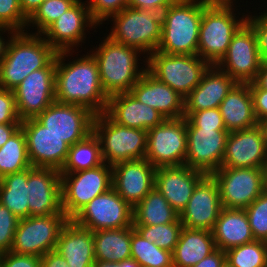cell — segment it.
I'll use <instances>...</instances> for the list:
<instances>
[{"label": "cell", "instance_id": "52", "mask_svg": "<svg viewBox=\"0 0 267 267\" xmlns=\"http://www.w3.org/2000/svg\"><path fill=\"white\" fill-rule=\"evenodd\" d=\"M41 267H69V265L65 258L53 250L41 257Z\"/></svg>", "mask_w": 267, "mask_h": 267}, {"label": "cell", "instance_id": "34", "mask_svg": "<svg viewBox=\"0 0 267 267\" xmlns=\"http://www.w3.org/2000/svg\"><path fill=\"white\" fill-rule=\"evenodd\" d=\"M28 169L0 179V203L19 219L29 217Z\"/></svg>", "mask_w": 267, "mask_h": 267}, {"label": "cell", "instance_id": "51", "mask_svg": "<svg viewBox=\"0 0 267 267\" xmlns=\"http://www.w3.org/2000/svg\"><path fill=\"white\" fill-rule=\"evenodd\" d=\"M226 261L225 251L216 249L209 256L192 267H221Z\"/></svg>", "mask_w": 267, "mask_h": 267}, {"label": "cell", "instance_id": "7", "mask_svg": "<svg viewBox=\"0 0 267 267\" xmlns=\"http://www.w3.org/2000/svg\"><path fill=\"white\" fill-rule=\"evenodd\" d=\"M93 133L98 138L103 162L114 165L123 161L144 159L147 131L114 122L105 112L95 115Z\"/></svg>", "mask_w": 267, "mask_h": 267}, {"label": "cell", "instance_id": "15", "mask_svg": "<svg viewBox=\"0 0 267 267\" xmlns=\"http://www.w3.org/2000/svg\"><path fill=\"white\" fill-rule=\"evenodd\" d=\"M56 57L34 70L13 90L21 121L36 118L55 101Z\"/></svg>", "mask_w": 267, "mask_h": 267}, {"label": "cell", "instance_id": "27", "mask_svg": "<svg viewBox=\"0 0 267 267\" xmlns=\"http://www.w3.org/2000/svg\"><path fill=\"white\" fill-rule=\"evenodd\" d=\"M105 113L119 125L145 131L165 120L160 112L141 103L130 92L109 96Z\"/></svg>", "mask_w": 267, "mask_h": 267}, {"label": "cell", "instance_id": "56", "mask_svg": "<svg viewBox=\"0 0 267 267\" xmlns=\"http://www.w3.org/2000/svg\"><path fill=\"white\" fill-rule=\"evenodd\" d=\"M260 89L267 90V61H262L257 77L253 81Z\"/></svg>", "mask_w": 267, "mask_h": 267}, {"label": "cell", "instance_id": "2", "mask_svg": "<svg viewBox=\"0 0 267 267\" xmlns=\"http://www.w3.org/2000/svg\"><path fill=\"white\" fill-rule=\"evenodd\" d=\"M101 39L104 40L89 52L98 64L104 92L108 97L130 92L147 70V58L137 49L114 42L108 36Z\"/></svg>", "mask_w": 267, "mask_h": 267}, {"label": "cell", "instance_id": "4", "mask_svg": "<svg viewBox=\"0 0 267 267\" xmlns=\"http://www.w3.org/2000/svg\"><path fill=\"white\" fill-rule=\"evenodd\" d=\"M56 55L41 34L15 32L0 62V88L13 91L28 74L45 68Z\"/></svg>", "mask_w": 267, "mask_h": 267}, {"label": "cell", "instance_id": "38", "mask_svg": "<svg viewBox=\"0 0 267 267\" xmlns=\"http://www.w3.org/2000/svg\"><path fill=\"white\" fill-rule=\"evenodd\" d=\"M226 261L233 267H267V242H252L225 251Z\"/></svg>", "mask_w": 267, "mask_h": 267}, {"label": "cell", "instance_id": "53", "mask_svg": "<svg viewBox=\"0 0 267 267\" xmlns=\"http://www.w3.org/2000/svg\"><path fill=\"white\" fill-rule=\"evenodd\" d=\"M21 126V123L0 124V148L9 140Z\"/></svg>", "mask_w": 267, "mask_h": 267}, {"label": "cell", "instance_id": "39", "mask_svg": "<svg viewBox=\"0 0 267 267\" xmlns=\"http://www.w3.org/2000/svg\"><path fill=\"white\" fill-rule=\"evenodd\" d=\"M77 1L78 0H45L38 7V9L28 18L26 32L28 30L32 34H42L50 25H52L58 18H60V16H62L66 11H68Z\"/></svg>", "mask_w": 267, "mask_h": 267}, {"label": "cell", "instance_id": "59", "mask_svg": "<svg viewBox=\"0 0 267 267\" xmlns=\"http://www.w3.org/2000/svg\"><path fill=\"white\" fill-rule=\"evenodd\" d=\"M264 179H265V190H267V162L264 166Z\"/></svg>", "mask_w": 267, "mask_h": 267}, {"label": "cell", "instance_id": "49", "mask_svg": "<svg viewBox=\"0 0 267 267\" xmlns=\"http://www.w3.org/2000/svg\"><path fill=\"white\" fill-rule=\"evenodd\" d=\"M254 114L259 123L267 120V90L260 89L254 82L250 83Z\"/></svg>", "mask_w": 267, "mask_h": 267}, {"label": "cell", "instance_id": "42", "mask_svg": "<svg viewBox=\"0 0 267 267\" xmlns=\"http://www.w3.org/2000/svg\"><path fill=\"white\" fill-rule=\"evenodd\" d=\"M28 18L23 14L19 0H0V26L14 32H25Z\"/></svg>", "mask_w": 267, "mask_h": 267}, {"label": "cell", "instance_id": "25", "mask_svg": "<svg viewBox=\"0 0 267 267\" xmlns=\"http://www.w3.org/2000/svg\"><path fill=\"white\" fill-rule=\"evenodd\" d=\"M130 93L141 103L158 112L165 119H179L184 115V97L146 70Z\"/></svg>", "mask_w": 267, "mask_h": 267}, {"label": "cell", "instance_id": "10", "mask_svg": "<svg viewBox=\"0 0 267 267\" xmlns=\"http://www.w3.org/2000/svg\"><path fill=\"white\" fill-rule=\"evenodd\" d=\"M68 220L65 214L21 218L13 237L11 252L42 257L55 250L59 234Z\"/></svg>", "mask_w": 267, "mask_h": 267}, {"label": "cell", "instance_id": "26", "mask_svg": "<svg viewBox=\"0 0 267 267\" xmlns=\"http://www.w3.org/2000/svg\"><path fill=\"white\" fill-rule=\"evenodd\" d=\"M237 84L226 72L216 65L210 66L200 83L184 98V115L192 112L218 108L223 99Z\"/></svg>", "mask_w": 267, "mask_h": 267}, {"label": "cell", "instance_id": "30", "mask_svg": "<svg viewBox=\"0 0 267 267\" xmlns=\"http://www.w3.org/2000/svg\"><path fill=\"white\" fill-rule=\"evenodd\" d=\"M212 233L216 249L222 251L255 240L244 209L222 208Z\"/></svg>", "mask_w": 267, "mask_h": 267}, {"label": "cell", "instance_id": "18", "mask_svg": "<svg viewBox=\"0 0 267 267\" xmlns=\"http://www.w3.org/2000/svg\"><path fill=\"white\" fill-rule=\"evenodd\" d=\"M28 158L32 167L53 168L61 171L70 146L59 136L47 130L36 118L21 121Z\"/></svg>", "mask_w": 267, "mask_h": 267}, {"label": "cell", "instance_id": "13", "mask_svg": "<svg viewBox=\"0 0 267 267\" xmlns=\"http://www.w3.org/2000/svg\"><path fill=\"white\" fill-rule=\"evenodd\" d=\"M261 62L256 32L246 21L233 35L226 54L216 66L237 83H251Z\"/></svg>", "mask_w": 267, "mask_h": 267}, {"label": "cell", "instance_id": "20", "mask_svg": "<svg viewBox=\"0 0 267 267\" xmlns=\"http://www.w3.org/2000/svg\"><path fill=\"white\" fill-rule=\"evenodd\" d=\"M186 132L187 153L184 165L211 175L222 165L229 132L208 128H186Z\"/></svg>", "mask_w": 267, "mask_h": 267}, {"label": "cell", "instance_id": "44", "mask_svg": "<svg viewBox=\"0 0 267 267\" xmlns=\"http://www.w3.org/2000/svg\"><path fill=\"white\" fill-rule=\"evenodd\" d=\"M186 128L226 130L219 108L192 112L186 118Z\"/></svg>", "mask_w": 267, "mask_h": 267}, {"label": "cell", "instance_id": "60", "mask_svg": "<svg viewBox=\"0 0 267 267\" xmlns=\"http://www.w3.org/2000/svg\"><path fill=\"white\" fill-rule=\"evenodd\" d=\"M261 125L263 126L264 131H265V136H266V146H267V120L263 121V122L261 123Z\"/></svg>", "mask_w": 267, "mask_h": 267}, {"label": "cell", "instance_id": "24", "mask_svg": "<svg viewBox=\"0 0 267 267\" xmlns=\"http://www.w3.org/2000/svg\"><path fill=\"white\" fill-rule=\"evenodd\" d=\"M206 174L186 165L156 168L154 187L180 215L190 200L197 183Z\"/></svg>", "mask_w": 267, "mask_h": 267}, {"label": "cell", "instance_id": "21", "mask_svg": "<svg viewBox=\"0 0 267 267\" xmlns=\"http://www.w3.org/2000/svg\"><path fill=\"white\" fill-rule=\"evenodd\" d=\"M27 187L29 217L64 214L59 170L43 167L28 168Z\"/></svg>", "mask_w": 267, "mask_h": 267}, {"label": "cell", "instance_id": "8", "mask_svg": "<svg viewBox=\"0 0 267 267\" xmlns=\"http://www.w3.org/2000/svg\"><path fill=\"white\" fill-rule=\"evenodd\" d=\"M210 65L198 55L152 52L147 57V70L184 98L200 83Z\"/></svg>", "mask_w": 267, "mask_h": 267}, {"label": "cell", "instance_id": "19", "mask_svg": "<svg viewBox=\"0 0 267 267\" xmlns=\"http://www.w3.org/2000/svg\"><path fill=\"white\" fill-rule=\"evenodd\" d=\"M266 162V136L261 123L229 132L221 167L264 168Z\"/></svg>", "mask_w": 267, "mask_h": 267}, {"label": "cell", "instance_id": "50", "mask_svg": "<svg viewBox=\"0 0 267 267\" xmlns=\"http://www.w3.org/2000/svg\"><path fill=\"white\" fill-rule=\"evenodd\" d=\"M176 0H128V6L135 9H146L163 12Z\"/></svg>", "mask_w": 267, "mask_h": 267}, {"label": "cell", "instance_id": "3", "mask_svg": "<svg viewBox=\"0 0 267 267\" xmlns=\"http://www.w3.org/2000/svg\"><path fill=\"white\" fill-rule=\"evenodd\" d=\"M237 3V0H212L203 9L197 55L210 66L219 63L233 35L247 21L248 14L241 16L238 11L241 5L237 6Z\"/></svg>", "mask_w": 267, "mask_h": 267}, {"label": "cell", "instance_id": "29", "mask_svg": "<svg viewBox=\"0 0 267 267\" xmlns=\"http://www.w3.org/2000/svg\"><path fill=\"white\" fill-rule=\"evenodd\" d=\"M218 108L228 132L259 124L254 114L250 83H237Z\"/></svg>", "mask_w": 267, "mask_h": 267}, {"label": "cell", "instance_id": "35", "mask_svg": "<svg viewBox=\"0 0 267 267\" xmlns=\"http://www.w3.org/2000/svg\"><path fill=\"white\" fill-rule=\"evenodd\" d=\"M103 163L98 138L91 133L86 139L69 148L68 157L60 173H72L97 167Z\"/></svg>", "mask_w": 267, "mask_h": 267}, {"label": "cell", "instance_id": "45", "mask_svg": "<svg viewBox=\"0 0 267 267\" xmlns=\"http://www.w3.org/2000/svg\"><path fill=\"white\" fill-rule=\"evenodd\" d=\"M19 218L15 216L7 207L0 203V253L11 251L13 237L19 223Z\"/></svg>", "mask_w": 267, "mask_h": 267}, {"label": "cell", "instance_id": "61", "mask_svg": "<svg viewBox=\"0 0 267 267\" xmlns=\"http://www.w3.org/2000/svg\"><path fill=\"white\" fill-rule=\"evenodd\" d=\"M221 267H233V266H231L227 261H225Z\"/></svg>", "mask_w": 267, "mask_h": 267}, {"label": "cell", "instance_id": "58", "mask_svg": "<svg viewBox=\"0 0 267 267\" xmlns=\"http://www.w3.org/2000/svg\"><path fill=\"white\" fill-rule=\"evenodd\" d=\"M92 267H117V263L109 261L96 260Z\"/></svg>", "mask_w": 267, "mask_h": 267}, {"label": "cell", "instance_id": "43", "mask_svg": "<svg viewBox=\"0 0 267 267\" xmlns=\"http://www.w3.org/2000/svg\"><path fill=\"white\" fill-rule=\"evenodd\" d=\"M92 20L100 27L128 6V0H86Z\"/></svg>", "mask_w": 267, "mask_h": 267}, {"label": "cell", "instance_id": "48", "mask_svg": "<svg viewBox=\"0 0 267 267\" xmlns=\"http://www.w3.org/2000/svg\"><path fill=\"white\" fill-rule=\"evenodd\" d=\"M0 267H41V257L10 251L1 254Z\"/></svg>", "mask_w": 267, "mask_h": 267}, {"label": "cell", "instance_id": "31", "mask_svg": "<svg viewBox=\"0 0 267 267\" xmlns=\"http://www.w3.org/2000/svg\"><path fill=\"white\" fill-rule=\"evenodd\" d=\"M216 250L213 233L183 227L172 252L174 267H192Z\"/></svg>", "mask_w": 267, "mask_h": 267}, {"label": "cell", "instance_id": "54", "mask_svg": "<svg viewBox=\"0 0 267 267\" xmlns=\"http://www.w3.org/2000/svg\"><path fill=\"white\" fill-rule=\"evenodd\" d=\"M45 0H19L23 14L29 18Z\"/></svg>", "mask_w": 267, "mask_h": 267}, {"label": "cell", "instance_id": "6", "mask_svg": "<svg viewBox=\"0 0 267 267\" xmlns=\"http://www.w3.org/2000/svg\"><path fill=\"white\" fill-rule=\"evenodd\" d=\"M110 21L106 35L114 42L125 44L140 51L146 58L155 52L162 37V13L127 6Z\"/></svg>", "mask_w": 267, "mask_h": 267}, {"label": "cell", "instance_id": "16", "mask_svg": "<svg viewBox=\"0 0 267 267\" xmlns=\"http://www.w3.org/2000/svg\"><path fill=\"white\" fill-rule=\"evenodd\" d=\"M95 115L86 107L54 101L36 119L71 147L93 133Z\"/></svg>", "mask_w": 267, "mask_h": 267}, {"label": "cell", "instance_id": "22", "mask_svg": "<svg viewBox=\"0 0 267 267\" xmlns=\"http://www.w3.org/2000/svg\"><path fill=\"white\" fill-rule=\"evenodd\" d=\"M221 209L218 184L212 175H205L194 188L179 220L185 228L212 231Z\"/></svg>", "mask_w": 267, "mask_h": 267}, {"label": "cell", "instance_id": "23", "mask_svg": "<svg viewBox=\"0 0 267 267\" xmlns=\"http://www.w3.org/2000/svg\"><path fill=\"white\" fill-rule=\"evenodd\" d=\"M156 168L145 158L112 165V188L133 208L155 184Z\"/></svg>", "mask_w": 267, "mask_h": 267}, {"label": "cell", "instance_id": "57", "mask_svg": "<svg viewBox=\"0 0 267 267\" xmlns=\"http://www.w3.org/2000/svg\"><path fill=\"white\" fill-rule=\"evenodd\" d=\"M117 267H140V265L133 258H128L117 263Z\"/></svg>", "mask_w": 267, "mask_h": 267}, {"label": "cell", "instance_id": "14", "mask_svg": "<svg viewBox=\"0 0 267 267\" xmlns=\"http://www.w3.org/2000/svg\"><path fill=\"white\" fill-rule=\"evenodd\" d=\"M133 208L110 188L86 204L72 220L92 232L133 226Z\"/></svg>", "mask_w": 267, "mask_h": 267}, {"label": "cell", "instance_id": "17", "mask_svg": "<svg viewBox=\"0 0 267 267\" xmlns=\"http://www.w3.org/2000/svg\"><path fill=\"white\" fill-rule=\"evenodd\" d=\"M99 27L91 18L87 1L78 0L41 35L57 51H75L86 44V33ZM89 30V31H88ZM78 47V48H77Z\"/></svg>", "mask_w": 267, "mask_h": 267}, {"label": "cell", "instance_id": "55", "mask_svg": "<svg viewBox=\"0 0 267 267\" xmlns=\"http://www.w3.org/2000/svg\"><path fill=\"white\" fill-rule=\"evenodd\" d=\"M8 35H6V34ZM15 32L12 31L11 29L7 28V27H4V26H0V62L2 61V59L4 58L5 56V52H6V48H7V45H8V42L11 38V36L14 34ZM4 35V36H2ZM5 35L7 36L5 38Z\"/></svg>", "mask_w": 267, "mask_h": 267}, {"label": "cell", "instance_id": "9", "mask_svg": "<svg viewBox=\"0 0 267 267\" xmlns=\"http://www.w3.org/2000/svg\"><path fill=\"white\" fill-rule=\"evenodd\" d=\"M112 188V166L106 163L72 173H61L62 210L72 219L95 197Z\"/></svg>", "mask_w": 267, "mask_h": 267}, {"label": "cell", "instance_id": "46", "mask_svg": "<svg viewBox=\"0 0 267 267\" xmlns=\"http://www.w3.org/2000/svg\"><path fill=\"white\" fill-rule=\"evenodd\" d=\"M261 12L252 14L254 12H246L247 22L253 27L258 38V49L262 61H267V9L263 10L260 8ZM251 14V15H250ZM259 14V15H258Z\"/></svg>", "mask_w": 267, "mask_h": 267}, {"label": "cell", "instance_id": "5", "mask_svg": "<svg viewBox=\"0 0 267 267\" xmlns=\"http://www.w3.org/2000/svg\"><path fill=\"white\" fill-rule=\"evenodd\" d=\"M212 0H176L162 12V37L156 51L197 55L203 9Z\"/></svg>", "mask_w": 267, "mask_h": 267}, {"label": "cell", "instance_id": "32", "mask_svg": "<svg viewBox=\"0 0 267 267\" xmlns=\"http://www.w3.org/2000/svg\"><path fill=\"white\" fill-rule=\"evenodd\" d=\"M132 226L93 232L95 260L119 263L131 258Z\"/></svg>", "mask_w": 267, "mask_h": 267}, {"label": "cell", "instance_id": "12", "mask_svg": "<svg viewBox=\"0 0 267 267\" xmlns=\"http://www.w3.org/2000/svg\"><path fill=\"white\" fill-rule=\"evenodd\" d=\"M187 153L186 118L165 119L147 131L145 159L155 168L185 164Z\"/></svg>", "mask_w": 267, "mask_h": 267}, {"label": "cell", "instance_id": "37", "mask_svg": "<svg viewBox=\"0 0 267 267\" xmlns=\"http://www.w3.org/2000/svg\"><path fill=\"white\" fill-rule=\"evenodd\" d=\"M131 258L141 266L174 267L172 252L159 248L155 243L146 240L132 226Z\"/></svg>", "mask_w": 267, "mask_h": 267}, {"label": "cell", "instance_id": "11", "mask_svg": "<svg viewBox=\"0 0 267 267\" xmlns=\"http://www.w3.org/2000/svg\"><path fill=\"white\" fill-rule=\"evenodd\" d=\"M216 180L222 208L245 209L265 190L264 168L220 167Z\"/></svg>", "mask_w": 267, "mask_h": 267}, {"label": "cell", "instance_id": "47", "mask_svg": "<svg viewBox=\"0 0 267 267\" xmlns=\"http://www.w3.org/2000/svg\"><path fill=\"white\" fill-rule=\"evenodd\" d=\"M21 123L13 91L0 88V124Z\"/></svg>", "mask_w": 267, "mask_h": 267}, {"label": "cell", "instance_id": "28", "mask_svg": "<svg viewBox=\"0 0 267 267\" xmlns=\"http://www.w3.org/2000/svg\"><path fill=\"white\" fill-rule=\"evenodd\" d=\"M55 250L69 267H92L95 260L93 232L72 219L62 228Z\"/></svg>", "mask_w": 267, "mask_h": 267}, {"label": "cell", "instance_id": "33", "mask_svg": "<svg viewBox=\"0 0 267 267\" xmlns=\"http://www.w3.org/2000/svg\"><path fill=\"white\" fill-rule=\"evenodd\" d=\"M133 226H152L181 222L179 214L154 187L133 207Z\"/></svg>", "mask_w": 267, "mask_h": 267}, {"label": "cell", "instance_id": "40", "mask_svg": "<svg viewBox=\"0 0 267 267\" xmlns=\"http://www.w3.org/2000/svg\"><path fill=\"white\" fill-rule=\"evenodd\" d=\"M144 239L155 243L159 248L173 252L183 225L181 222L152 226H133Z\"/></svg>", "mask_w": 267, "mask_h": 267}, {"label": "cell", "instance_id": "41", "mask_svg": "<svg viewBox=\"0 0 267 267\" xmlns=\"http://www.w3.org/2000/svg\"><path fill=\"white\" fill-rule=\"evenodd\" d=\"M244 210L247 213L254 239L267 242V190H264Z\"/></svg>", "mask_w": 267, "mask_h": 267}, {"label": "cell", "instance_id": "36", "mask_svg": "<svg viewBox=\"0 0 267 267\" xmlns=\"http://www.w3.org/2000/svg\"><path fill=\"white\" fill-rule=\"evenodd\" d=\"M30 167L25 135L20 127L0 148V179Z\"/></svg>", "mask_w": 267, "mask_h": 267}, {"label": "cell", "instance_id": "1", "mask_svg": "<svg viewBox=\"0 0 267 267\" xmlns=\"http://www.w3.org/2000/svg\"><path fill=\"white\" fill-rule=\"evenodd\" d=\"M74 52L78 53L57 52L55 101L86 107L96 115L102 114L106 112L109 97L101 85L98 64L90 52L73 57ZM68 58H73V61Z\"/></svg>", "mask_w": 267, "mask_h": 267}]
</instances>
